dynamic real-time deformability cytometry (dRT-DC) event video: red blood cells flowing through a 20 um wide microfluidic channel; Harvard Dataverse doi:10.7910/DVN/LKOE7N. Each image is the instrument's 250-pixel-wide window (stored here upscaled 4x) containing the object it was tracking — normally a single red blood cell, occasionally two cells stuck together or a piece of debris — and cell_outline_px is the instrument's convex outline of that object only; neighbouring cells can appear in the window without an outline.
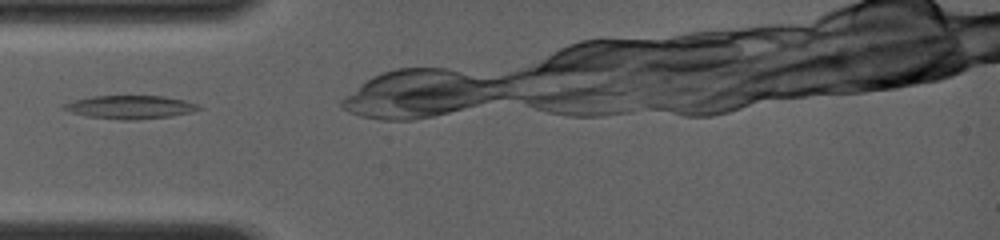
{"species": "common noctule bat (a hibernating species)", "species_latin": "Nyctalus noctula", "temperature_condition": "room temperature", "stored_images_in_passage": 1, "camera_frame_rate_fps": 4000, "um_per_image_px": 0.085, "animal": {"sex": "female", "body_mass_g": 19.0, "forearm_length_mm": 56.7}, "frame": {"image": 1, "passage_image": 1, "time_ms": 0.0, "image_size_px": [1000, 240], "cell_outline_px": [[204, 108], [192, 112], [168, 116], [136, 120], [120, 120], [88, 116], [72, 112], [60, 108], [60, 104], [72, 100], [92, 96], [164, 96], [184, 100], [196, 104]], "centroid_in_image_um": [11.02, 9.1], "position_along_channel_um": 74.0, "area_um2": 18.38}}